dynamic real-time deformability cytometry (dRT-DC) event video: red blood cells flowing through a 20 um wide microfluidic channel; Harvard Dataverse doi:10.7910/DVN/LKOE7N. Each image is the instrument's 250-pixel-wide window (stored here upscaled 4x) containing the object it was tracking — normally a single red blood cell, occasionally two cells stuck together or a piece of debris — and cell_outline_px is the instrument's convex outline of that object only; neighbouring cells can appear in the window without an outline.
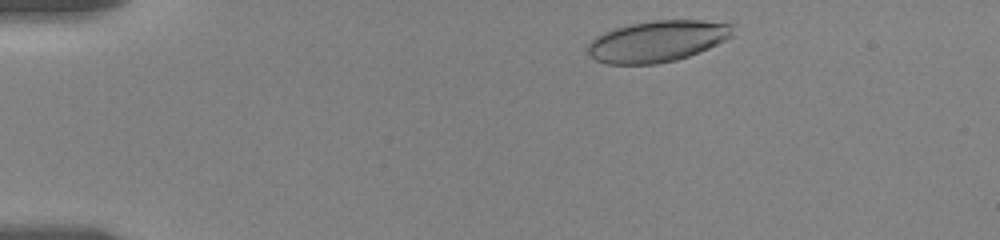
{"species": "human", "species_latin": "Homo sapiens", "temperature_condition": "room temperature", "stored_images_in_passage": 9, "camera_frame_rate_fps": 3000, "um_per_image_px": 0.085, "donor": {"sex": "female"}, "frame": {"image": 1, "passage_image": 3, "time_ms": 0.667, "image_size_px": [1000, 240], "cell_outline_px": [[736, 24], [732, 36], [700, 52], [676, 60], [656, 64], [608, 64], [596, 60], [588, 56], [588, 44], [596, 36], [604, 32], [628, 24], [652, 20], [700, 20]], "centroid_in_image_um": [55.88, 3.5], "position_along_channel_um": 29.1, "area_um2": 35.03}}
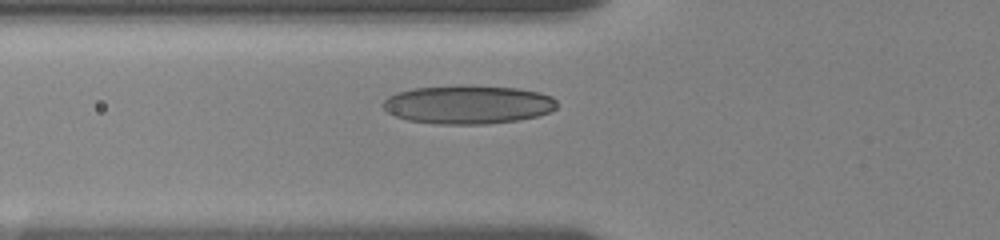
{"frame": {"image": 2, "passage_image": 9, "time_ms": 4.333, "image_size_px": [1000, 240], "cell_outline_px": [[556, 108], [548, 112], [536, 116], [516, 120], [488, 124], [436, 124], [408, 120], [396, 116], [388, 112], [380, 104], [388, 96], [412, 88], [456, 84], [460, 84], [516, 88], [540, 92], [552, 96], [556, 100]], "centroid_in_image_um": [39.76, 8.87], "position_along_channel_um": 86.0, "area_um2": 39.42}}